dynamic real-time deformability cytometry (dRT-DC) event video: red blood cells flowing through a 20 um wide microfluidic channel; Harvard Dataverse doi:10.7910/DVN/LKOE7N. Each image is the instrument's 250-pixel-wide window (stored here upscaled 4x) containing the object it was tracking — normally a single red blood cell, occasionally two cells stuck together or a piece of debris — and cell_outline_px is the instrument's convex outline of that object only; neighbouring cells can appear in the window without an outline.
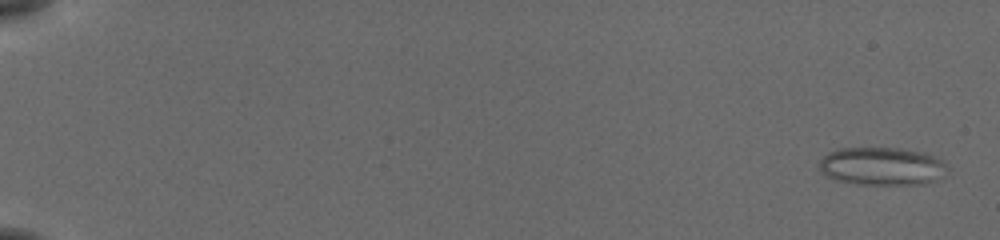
{"species": "common noctule bat (a hibernating species)", "species_latin": "Nyctalus noctula", "temperature_condition": "cold", "stored_images_in_passage": 57, "camera_frame_rate_fps": 3000, "um_per_image_px": 0.085, "animal": {"sex": "female", "body_mass_g": 19.5, "forearm_length_mm": 54.1}, "frame": {"image": 1, "passage_image": 2, "time_ms": 0.333, "image_size_px": [1000, 240], "cell_outline_px": [[948, 168], [944, 176], [924, 184], [856, 184], [836, 180], [820, 172], [820, 160], [828, 152], [836, 148], [900, 148], [924, 152], [948, 164]], "centroid_in_image_um": [74.97, 14.13], "position_along_channel_um": 10.0, "area_um2": 28.5}}
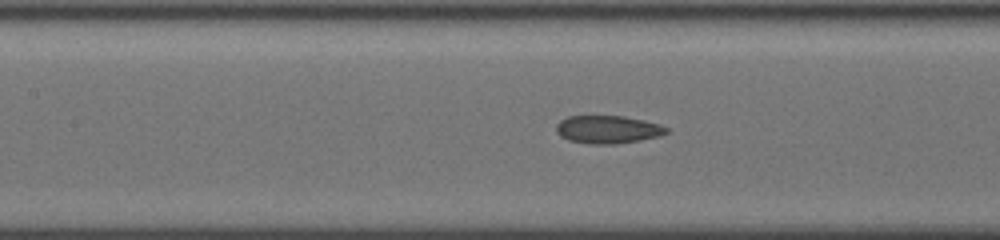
{"frame": {"image": 2, "passage_image": 28, "time_ms": 9.0, "image_size_px": [1000, 240], "cell_outline_px": [[668, 132], [660, 136], [640, 140], [616, 144], [588, 144], [568, 140], [560, 136], [556, 132], [556, 124], [560, 120], [568, 116], [624, 116], [644, 120], [660, 124], [668, 128]], "centroid_in_image_um": [51.65, 11.01], "position_along_channel_um": 155.7, "area_um2": 18.09}}
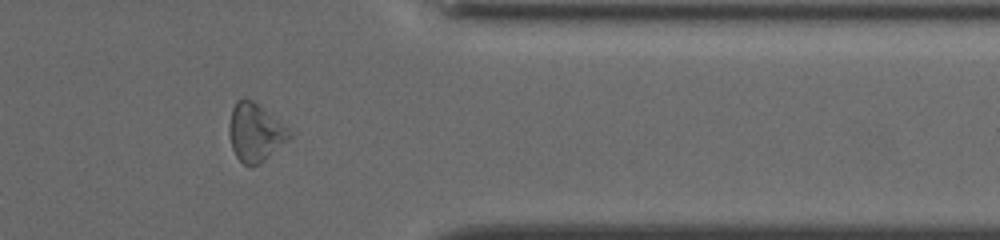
{"frame": {"image": 3, "passage_image": 47, "time_ms": 15.333, "image_size_px": [1000, 240], "cell_outline_px": [[292, 136], [288, 140], [260, 164], [244, 164], [236, 156], [232, 148], [228, 132], [228, 124], [232, 108], [236, 100], [252, 100], [288, 128], [292, 132]], "centroid_in_image_um": [21.68, 11.26], "position_along_channel_um": 389.7, "area_um2": 20.06}, "authors_computed_cell_mechanics": {"area_um2": 20.519, "velocity_mm_per_s": 3.8285, "shape_relaxation_time_tau1_ms": null, "shape_relaxation_time_tau2_ms": 3.3753, "deformation_change_tau1": null, "deformation_change_tau2": 0.0961}}